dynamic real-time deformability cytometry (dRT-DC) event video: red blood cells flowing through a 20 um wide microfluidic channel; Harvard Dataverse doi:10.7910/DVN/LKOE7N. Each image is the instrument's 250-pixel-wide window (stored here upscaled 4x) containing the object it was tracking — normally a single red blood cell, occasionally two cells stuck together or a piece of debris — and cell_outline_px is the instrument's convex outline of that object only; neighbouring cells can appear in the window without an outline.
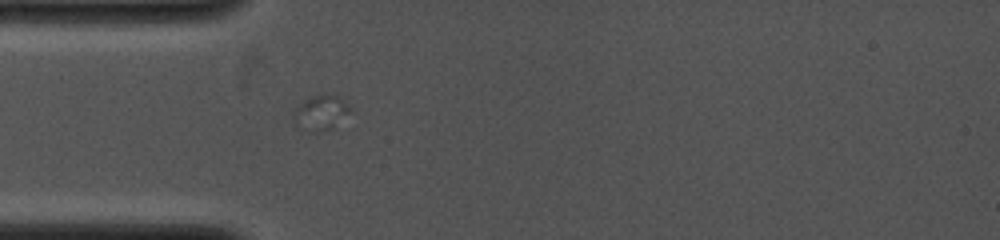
{"species": "common noctule bat (a hibernating species)", "species_latin": "Nyctalus noctula", "temperature_condition": "cold", "stored_images_in_passage": 2, "camera_frame_rate_fps": 4000, "um_per_image_px": 0.085, "animal": {"sex": "female", "body_mass_g": 19.0, "forearm_length_mm": 53.3}, "frame": {"image": 1, "passage_image": 2, "time_ms": 0.5, "image_size_px": [1000, 240], "cell_outline_px": [[352, 112], [332, 128], [316, 132], [308, 132], [292, 124], [292, 120], [296, 108], [304, 100], [312, 96], [336, 96], [348, 104], [352, 108]], "centroid_in_image_um": [27.24, 9.63], "position_along_channel_um": 57.8, "area_um2": 11.44}}